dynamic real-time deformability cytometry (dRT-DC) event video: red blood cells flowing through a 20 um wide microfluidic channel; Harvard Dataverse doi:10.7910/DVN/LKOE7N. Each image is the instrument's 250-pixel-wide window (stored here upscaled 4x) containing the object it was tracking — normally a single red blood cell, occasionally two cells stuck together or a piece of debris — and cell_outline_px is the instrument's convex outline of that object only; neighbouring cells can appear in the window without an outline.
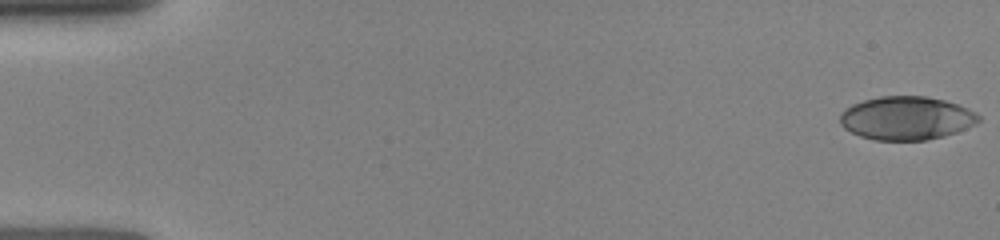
{"species": "human", "species_latin": "Homo sapiens", "temperature_condition": "room temperature", "stored_images_in_passage": 13, "camera_frame_rate_fps": 3000, "um_per_image_px": 0.085, "donor": {"sex": "female"}, "frame": {"image": 1, "passage_image": 1, "time_ms": 0.0, "image_size_px": [1000, 240], "cell_outline_px": [[980, 120], [976, 124], [956, 132], [944, 136], [928, 140], [876, 140], [860, 136], [844, 128], [840, 124], [840, 112], [852, 104], [864, 100], [880, 96], [924, 96], [944, 100], [968, 108], [976, 112], [980, 116]], "centroid_in_image_um": [77.05, 10.04], "position_along_channel_um": 8.0, "area_um2": 35.14}}
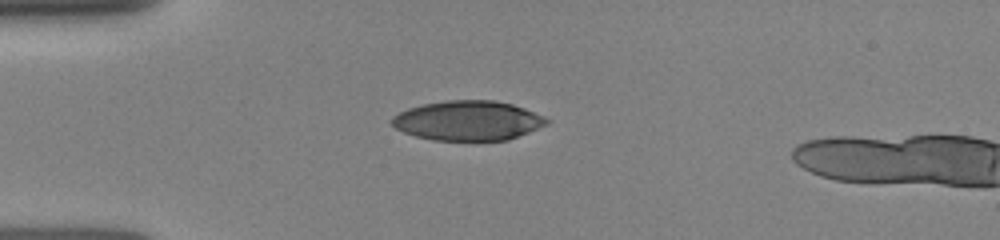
{"frame": {"image": 2, "passage_image": 11, "time_ms": 4.0, "image_size_px": [1000, 240], "cell_outline_px": [[552, 120], [548, 124], [508, 140], [432, 140], [416, 136], [404, 132], [396, 128], [392, 124], [392, 116], [408, 108], [424, 104], [448, 100], [492, 100], [512, 104], [524, 108], [544, 116]], "centroid_in_image_um": [39.8, 10.25], "position_along_channel_um": 45.2, "area_um2": 35.66}}